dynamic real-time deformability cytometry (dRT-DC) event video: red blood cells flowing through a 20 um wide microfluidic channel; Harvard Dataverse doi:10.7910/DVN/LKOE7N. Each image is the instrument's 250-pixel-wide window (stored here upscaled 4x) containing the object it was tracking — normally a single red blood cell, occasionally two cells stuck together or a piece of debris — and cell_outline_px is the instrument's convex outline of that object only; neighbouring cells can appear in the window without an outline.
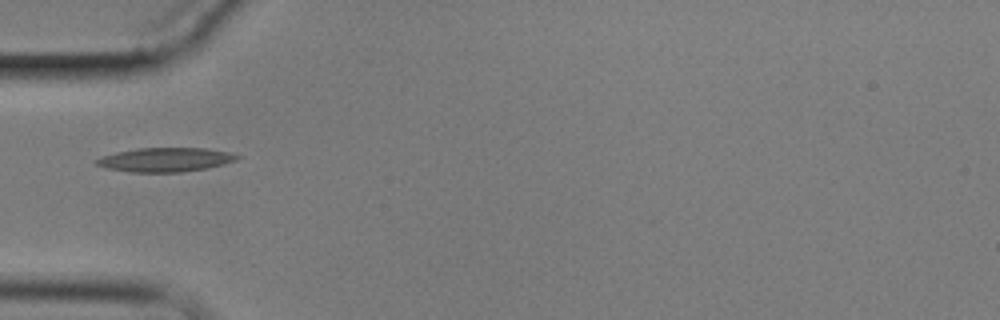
{"species": "common noctule bat (a hibernating species)", "species_latin": "Nyctalus noctula", "temperature_condition": "cold", "stored_images_in_passage": 4, "camera_frame_rate_fps": 3000, "um_per_image_px": 0.085, "animal": {"sex": "male", "body_mass_g": 17.9}, "frame": {"image": 1, "passage_image": 1, "time_ms": 0.0, "image_size_px": [1000, 320], "cell_outline_px": [[240, 156], [236, 160], [224, 164], [208, 168], [180, 172], [132, 172], [104, 168], [96, 164], [96, 160], [100, 156], [116, 152], [136, 148], [204, 148], [228, 152]], "centroid_in_image_um": [14.02, 13.57], "position_along_channel_um": 71.0, "area_um2": 19.71}}
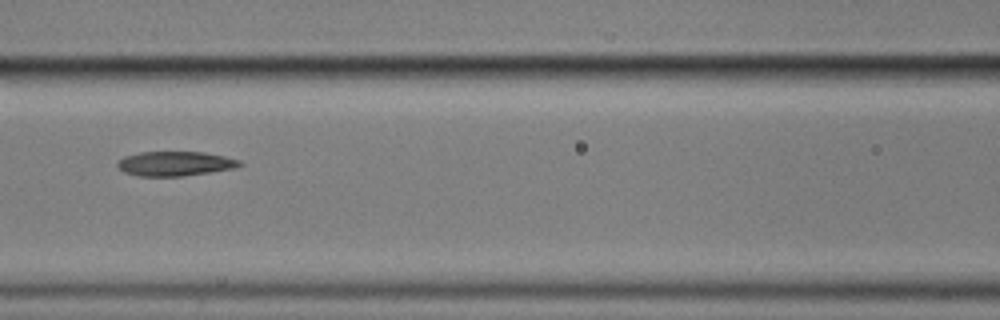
{"frame": {"image": 2, "passage_image": 3, "time_ms": 2.333, "image_size_px": [1000, 320], "cell_outline_px": [[244, 164], [236, 168], [212, 172], [180, 176], [136, 176], [124, 172], [116, 164], [124, 156], [140, 152], [204, 152], [224, 156], [240, 160]], "centroid_in_image_um": [14.91, 13.91], "position_along_channel_um": 151.7, "area_um2": 17.51}}
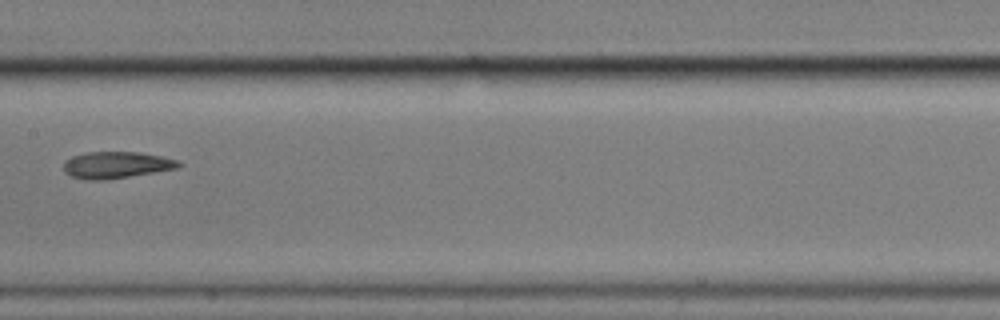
{"frame": {"image": 3, "passage_image": 4, "time_ms": 3.667, "image_size_px": [1000, 320], "cell_outline_px": [[184, 164], [180, 168], [108, 180], [88, 180], [72, 176], [64, 172], [64, 160], [72, 156], [88, 152], [140, 152], [160, 156], [176, 160]], "centroid_in_image_um": [9.9, 14.03], "position_along_channel_um": 197.5, "area_um2": 18.03}}